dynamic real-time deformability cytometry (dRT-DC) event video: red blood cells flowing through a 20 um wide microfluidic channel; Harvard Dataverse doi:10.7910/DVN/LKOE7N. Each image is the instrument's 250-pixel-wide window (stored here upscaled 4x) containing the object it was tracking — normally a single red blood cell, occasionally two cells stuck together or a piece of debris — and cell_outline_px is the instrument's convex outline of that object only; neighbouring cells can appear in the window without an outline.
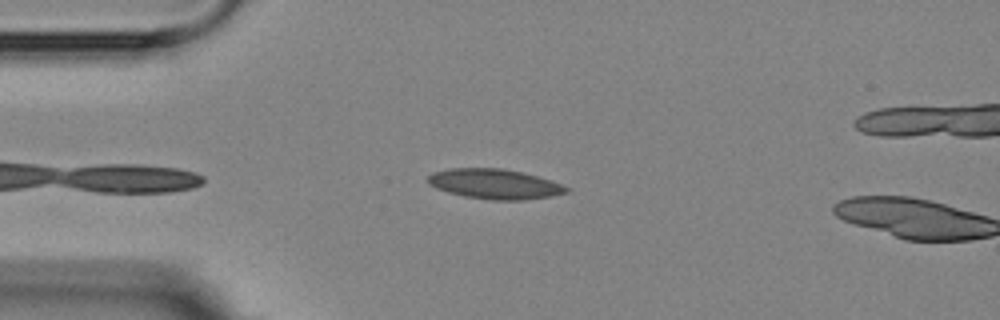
{"species": "Egyptian fruit bat (a non-hibernating species)", "species_latin": "Rousettus aegyptiacus", "temperature_condition": "room temperature", "stored_images_in_passage": 2, "camera_frame_rate_fps": 3000, "um_per_image_px": 0.085, "animal": {"sex": "female"}, "frame": {"image": 1, "passage_image": 1, "time_ms": 0.0, "image_size_px": [1000, 320], "cell_outline_px": [[568, 192], [552, 196], [524, 200], [492, 200], [464, 196], [448, 192], [436, 188], [428, 184], [428, 176], [432, 172], [448, 168], [504, 168], [524, 172], [552, 180], [568, 188]], "centroid_in_image_um": [42.04, 15.63], "position_along_channel_um": 43.0, "area_um2": 24.33}}